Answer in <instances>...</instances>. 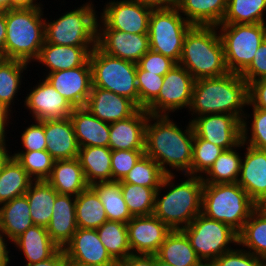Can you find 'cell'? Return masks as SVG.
Returning <instances> with one entry per match:
<instances>
[{"instance_id":"6da1fadb","label":"cell","mask_w":266,"mask_h":266,"mask_svg":"<svg viewBox=\"0 0 266 266\" xmlns=\"http://www.w3.org/2000/svg\"><path fill=\"white\" fill-rule=\"evenodd\" d=\"M171 117V115L148 116L145 128V155L154 159L166 175L178 172L181 175L191 176L194 142L191 121L183 130L182 125L179 126Z\"/></svg>"},{"instance_id":"7a4b0ae2","label":"cell","mask_w":266,"mask_h":266,"mask_svg":"<svg viewBox=\"0 0 266 266\" xmlns=\"http://www.w3.org/2000/svg\"><path fill=\"white\" fill-rule=\"evenodd\" d=\"M248 104V84L240 74L228 72L194 81L188 114L194 119L208 114H230L243 120Z\"/></svg>"},{"instance_id":"3957f363","label":"cell","mask_w":266,"mask_h":266,"mask_svg":"<svg viewBox=\"0 0 266 266\" xmlns=\"http://www.w3.org/2000/svg\"><path fill=\"white\" fill-rule=\"evenodd\" d=\"M178 176L165 175L155 195L153 214L171 230H182L202 213V177L186 174L178 183Z\"/></svg>"},{"instance_id":"277c9868","label":"cell","mask_w":266,"mask_h":266,"mask_svg":"<svg viewBox=\"0 0 266 266\" xmlns=\"http://www.w3.org/2000/svg\"><path fill=\"white\" fill-rule=\"evenodd\" d=\"M178 64L195 80L226 75L224 48L217 27L193 25L185 35Z\"/></svg>"},{"instance_id":"5b68a950","label":"cell","mask_w":266,"mask_h":266,"mask_svg":"<svg viewBox=\"0 0 266 266\" xmlns=\"http://www.w3.org/2000/svg\"><path fill=\"white\" fill-rule=\"evenodd\" d=\"M43 7L6 10L4 58L31 64L38 58L45 41Z\"/></svg>"},{"instance_id":"8992f818","label":"cell","mask_w":266,"mask_h":266,"mask_svg":"<svg viewBox=\"0 0 266 266\" xmlns=\"http://www.w3.org/2000/svg\"><path fill=\"white\" fill-rule=\"evenodd\" d=\"M258 205L239 184H204L202 214L232 227L238 233Z\"/></svg>"},{"instance_id":"52a82bcc","label":"cell","mask_w":266,"mask_h":266,"mask_svg":"<svg viewBox=\"0 0 266 266\" xmlns=\"http://www.w3.org/2000/svg\"><path fill=\"white\" fill-rule=\"evenodd\" d=\"M89 0L62 13L59 18H45V41L54 45L96 46L99 12Z\"/></svg>"},{"instance_id":"ba28073f","label":"cell","mask_w":266,"mask_h":266,"mask_svg":"<svg viewBox=\"0 0 266 266\" xmlns=\"http://www.w3.org/2000/svg\"><path fill=\"white\" fill-rule=\"evenodd\" d=\"M89 62L92 69V87L124 96L139 107L136 63L110 56L97 45L89 55Z\"/></svg>"},{"instance_id":"9c48e42d","label":"cell","mask_w":266,"mask_h":266,"mask_svg":"<svg viewBox=\"0 0 266 266\" xmlns=\"http://www.w3.org/2000/svg\"><path fill=\"white\" fill-rule=\"evenodd\" d=\"M182 231L189 238L197 257L205 266L238 245V232L229 225L200 213ZM232 246V247H231Z\"/></svg>"},{"instance_id":"30bf717a","label":"cell","mask_w":266,"mask_h":266,"mask_svg":"<svg viewBox=\"0 0 266 266\" xmlns=\"http://www.w3.org/2000/svg\"><path fill=\"white\" fill-rule=\"evenodd\" d=\"M216 27L223 43L228 72L241 74L266 38V23L219 24Z\"/></svg>"},{"instance_id":"8fae6325","label":"cell","mask_w":266,"mask_h":266,"mask_svg":"<svg viewBox=\"0 0 266 266\" xmlns=\"http://www.w3.org/2000/svg\"><path fill=\"white\" fill-rule=\"evenodd\" d=\"M192 26L176 6L153 9L148 27L150 50L169 57L178 64L185 35Z\"/></svg>"},{"instance_id":"7c38bea8","label":"cell","mask_w":266,"mask_h":266,"mask_svg":"<svg viewBox=\"0 0 266 266\" xmlns=\"http://www.w3.org/2000/svg\"><path fill=\"white\" fill-rule=\"evenodd\" d=\"M194 81L183 66L176 64L164 75L157 98L146 110L150 115H171L179 112L178 110H189Z\"/></svg>"},{"instance_id":"4fadbf2b","label":"cell","mask_w":266,"mask_h":266,"mask_svg":"<svg viewBox=\"0 0 266 266\" xmlns=\"http://www.w3.org/2000/svg\"><path fill=\"white\" fill-rule=\"evenodd\" d=\"M152 10L134 0H109L99 12L98 29L148 34Z\"/></svg>"},{"instance_id":"5bb4252c","label":"cell","mask_w":266,"mask_h":266,"mask_svg":"<svg viewBox=\"0 0 266 266\" xmlns=\"http://www.w3.org/2000/svg\"><path fill=\"white\" fill-rule=\"evenodd\" d=\"M191 121L194 134L216 146L229 150L242 142V121L230 114H208Z\"/></svg>"},{"instance_id":"9a60e30c","label":"cell","mask_w":266,"mask_h":266,"mask_svg":"<svg viewBox=\"0 0 266 266\" xmlns=\"http://www.w3.org/2000/svg\"><path fill=\"white\" fill-rule=\"evenodd\" d=\"M25 94L24 105L33 120L68 118L74 107L43 77Z\"/></svg>"},{"instance_id":"2e32d148","label":"cell","mask_w":266,"mask_h":266,"mask_svg":"<svg viewBox=\"0 0 266 266\" xmlns=\"http://www.w3.org/2000/svg\"><path fill=\"white\" fill-rule=\"evenodd\" d=\"M41 77H44L74 108L85 106L92 88L89 59L77 68L56 71Z\"/></svg>"},{"instance_id":"e0dca14e","label":"cell","mask_w":266,"mask_h":266,"mask_svg":"<svg viewBox=\"0 0 266 266\" xmlns=\"http://www.w3.org/2000/svg\"><path fill=\"white\" fill-rule=\"evenodd\" d=\"M131 254L155 255L166 236L172 231L154 214L134 216L127 223Z\"/></svg>"},{"instance_id":"ac0fdd59","label":"cell","mask_w":266,"mask_h":266,"mask_svg":"<svg viewBox=\"0 0 266 266\" xmlns=\"http://www.w3.org/2000/svg\"><path fill=\"white\" fill-rule=\"evenodd\" d=\"M97 46L110 56L136 64L150 50L148 34L127 33L114 29H98Z\"/></svg>"},{"instance_id":"d6986e66","label":"cell","mask_w":266,"mask_h":266,"mask_svg":"<svg viewBox=\"0 0 266 266\" xmlns=\"http://www.w3.org/2000/svg\"><path fill=\"white\" fill-rule=\"evenodd\" d=\"M243 149L237 183L258 206H266V150L244 143Z\"/></svg>"},{"instance_id":"ffe728a7","label":"cell","mask_w":266,"mask_h":266,"mask_svg":"<svg viewBox=\"0 0 266 266\" xmlns=\"http://www.w3.org/2000/svg\"><path fill=\"white\" fill-rule=\"evenodd\" d=\"M66 258L92 266H118L101 243L95 229L77 228L63 248Z\"/></svg>"},{"instance_id":"44dd1931","label":"cell","mask_w":266,"mask_h":266,"mask_svg":"<svg viewBox=\"0 0 266 266\" xmlns=\"http://www.w3.org/2000/svg\"><path fill=\"white\" fill-rule=\"evenodd\" d=\"M91 114L105 123L132 116L139 107L130 99L98 87H92L84 106Z\"/></svg>"},{"instance_id":"7402d4cb","label":"cell","mask_w":266,"mask_h":266,"mask_svg":"<svg viewBox=\"0 0 266 266\" xmlns=\"http://www.w3.org/2000/svg\"><path fill=\"white\" fill-rule=\"evenodd\" d=\"M150 114L138 109L132 116L110 124L111 150L145 149V128Z\"/></svg>"},{"instance_id":"603a6c76","label":"cell","mask_w":266,"mask_h":266,"mask_svg":"<svg viewBox=\"0 0 266 266\" xmlns=\"http://www.w3.org/2000/svg\"><path fill=\"white\" fill-rule=\"evenodd\" d=\"M46 151L57 160L78 158L79 145L70 117L44 120Z\"/></svg>"},{"instance_id":"cb8c5ba5","label":"cell","mask_w":266,"mask_h":266,"mask_svg":"<svg viewBox=\"0 0 266 266\" xmlns=\"http://www.w3.org/2000/svg\"><path fill=\"white\" fill-rule=\"evenodd\" d=\"M95 46L54 45L44 41L38 58L34 61L44 65V75L61 70L74 69L82 66ZM47 69V70H46Z\"/></svg>"},{"instance_id":"d4e9b609","label":"cell","mask_w":266,"mask_h":266,"mask_svg":"<svg viewBox=\"0 0 266 266\" xmlns=\"http://www.w3.org/2000/svg\"><path fill=\"white\" fill-rule=\"evenodd\" d=\"M46 228L51 240L59 248H64L77 231L76 196L57 193L50 223Z\"/></svg>"},{"instance_id":"484cf974","label":"cell","mask_w":266,"mask_h":266,"mask_svg":"<svg viewBox=\"0 0 266 266\" xmlns=\"http://www.w3.org/2000/svg\"><path fill=\"white\" fill-rule=\"evenodd\" d=\"M79 147H108L110 124L101 121L85 107L74 108L70 114Z\"/></svg>"},{"instance_id":"4316f807","label":"cell","mask_w":266,"mask_h":266,"mask_svg":"<svg viewBox=\"0 0 266 266\" xmlns=\"http://www.w3.org/2000/svg\"><path fill=\"white\" fill-rule=\"evenodd\" d=\"M11 244L23 254L26 263H37L52 257L60 248L51 240L47 228L39 225L29 227Z\"/></svg>"},{"instance_id":"83f0119b","label":"cell","mask_w":266,"mask_h":266,"mask_svg":"<svg viewBox=\"0 0 266 266\" xmlns=\"http://www.w3.org/2000/svg\"><path fill=\"white\" fill-rule=\"evenodd\" d=\"M33 225L26 195L0 205V230L11 243Z\"/></svg>"},{"instance_id":"f1b7e54d","label":"cell","mask_w":266,"mask_h":266,"mask_svg":"<svg viewBox=\"0 0 266 266\" xmlns=\"http://www.w3.org/2000/svg\"><path fill=\"white\" fill-rule=\"evenodd\" d=\"M46 181L57 193L74 196H78L89 186L78 158L55 161Z\"/></svg>"},{"instance_id":"f546056e","label":"cell","mask_w":266,"mask_h":266,"mask_svg":"<svg viewBox=\"0 0 266 266\" xmlns=\"http://www.w3.org/2000/svg\"><path fill=\"white\" fill-rule=\"evenodd\" d=\"M178 11L192 25L217 26L227 9V0H176Z\"/></svg>"},{"instance_id":"4dcf8cb0","label":"cell","mask_w":266,"mask_h":266,"mask_svg":"<svg viewBox=\"0 0 266 266\" xmlns=\"http://www.w3.org/2000/svg\"><path fill=\"white\" fill-rule=\"evenodd\" d=\"M111 153L109 147H80L78 160L89 186L99 182L112 181Z\"/></svg>"},{"instance_id":"1f68e13d","label":"cell","mask_w":266,"mask_h":266,"mask_svg":"<svg viewBox=\"0 0 266 266\" xmlns=\"http://www.w3.org/2000/svg\"><path fill=\"white\" fill-rule=\"evenodd\" d=\"M155 255L172 266H205L182 230H172Z\"/></svg>"},{"instance_id":"d6a6232c","label":"cell","mask_w":266,"mask_h":266,"mask_svg":"<svg viewBox=\"0 0 266 266\" xmlns=\"http://www.w3.org/2000/svg\"><path fill=\"white\" fill-rule=\"evenodd\" d=\"M34 225L47 227L57 197L56 190L46 181H33L25 193Z\"/></svg>"},{"instance_id":"836d02e7","label":"cell","mask_w":266,"mask_h":266,"mask_svg":"<svg viewBox=\"0 0 266 266\" xmlns=\"http://www.w3.org/2000/svg\"><path fill=\"white\" fill-rule=\"evenodd\" d=\"M239 246L266 260V206H257L238 233Z\"/></svg>"},{"instance_id":"e575fe53","label":"cell","mask_w":266,"mask_h":266,"mask_svg":"<svg viewBox=\"0 0 266 266\" xmlns=\"http://www.w3.org/2000/svg\"><path fill=\"white\" fill-rule=\"evenodd\" d=\"M29 63L16 59L0 58V100L13 112L23 82V73ZM16 98V99H15ZM15 100V101H14Z\"/></svg>"},{"instance_id":"d590c367","label":"cell","mask_w":266,"mask_h":266,"mask_svg":"<svg viewBox=\"0 0 266 266\" xmlns=\"http://www.w3.org/2000/svg\"><path fill=\"white\" fill-rule=\"evenodd\" d=\"M242 147L243 142L232 149L224 150L202 176L204 184L238 182L243 154L238 150Z\"/></svg>"},{"instance_id":"8d00e7d4","label":"cell","mask_w":266,"mask_h":266,"mask_svg":"<svg viewBox=\"0 0 266 266\" xmlns=\"http://www.w3.org/2000/svg\"><path fill=\"white\" fill-rule=\"evenodd\" d=\"M108 221L105 208L96 191L88 186L76 196L77 228L97 229Z\"/></svg>"},{"instance_id":"74e56055","label":"cell","mask_w":266,"mask_h":266,"mask_svg":"<svg viewBox=\"0 0 266 266\" xmlns=\"http://www.w3.org/2000/svg\"><path fill=\"white\" fill-rule=\"evenodd\" d=\"M34 180L21 164L11 157L0 172V205L25 195Z\"/></svg>"},{"instance_id":"f35d334b","label":"cell","mask_w":266,"mask_h":266,"mask_svg":"<svg viewBox=\"0 0 266 266\" xmlns=\"http://www.w3.org/2000/svg\"><path fill=\"white\" fill-rule=\"evenodd\" d=\"M105 208L108 221L128 223L133 216L124 201L120 181H106L92 184Z\"/></svg>"},{"instance_id":"ab89813d","label":"cell","mask_w":266,"mask_h":266,"mask_svg":"<svg viewBox=\"0 0 266 266\" xmlns=\"http://www.w3.org/2000/svg\"><path fill=\"white\" fill-rule=\"evenodd\" d=\"M96 230L101 243L117 263L131 255L126 223L106 221Z\"/></svg>"},{"instance_id":"60d3db41","label":"cell","mask_w":266,"mask_h":266,"mask_svg":"<svg viewBox=\"0 0 266 266\" xmlns=\"http://www.w3.org/2000/svg\"><path fill=\"white\" fill-rule=\"evenodd\" d=\"M266 0H227L221 24L266 23Z\"/></svg>"},{"instance_id":"b9f144b4","label":"cell","mask_w":266,"mask_h":266,"mask_svg":"<svg viewBox=\"0 0 266 266\" xmlns=\"http://www.w3.org/2000/svg\"><path fill=\"white\" fill-rule=\"evenodd\" d=\"M124 201L134 216H147L154 212L155 195L159 188H147L137 184L120 183Z\"/></svg>"},{"instance_id":"7bdbcfd3","label":"cell","mask_w":266,"mask_h":266,"mask_svg":"<svg viewBox=\"0 0 266 266\" xmlns=\"http://www.w3.org/2000/svg\"><path fill=\"white\" fill-rule=\"evenodd\" d=\"M165 175L159 164L144 154L120 183L137 184L147 188H160Z\"/></svg>"},{"instance_id":"ee69618b","label":"cell","mask_w":266,"mask_h":266,"mask_svg":"<svg viewBox=\"0 0 266 266\" xmlns=\"http://www.w3.org/2000/svg\"><path fill=\"white\" fill-rule=\"evenodd\" d=\"M247 107V109L251 107L252 113L245 112L242 120V142L257 149L266 150V110L254 108L249 103Z\"/></svg>"},{"instance_id":"f6af8a7d","label":"cell","mask_w":266,"mask_h":266,"mask_svg":"<svg viewBox=\"0 0 266 266\" xmlns=\"http://www.w3.org/2000/svg\"><path fill=\"white\" fill-rule=\"evenodd\" d=\"M13 157L34 180H46L52 171L55 160L46 150L15 151Z\"/></svg>"},{"instance_id":"bcb514c9","label":"cell","mask_w":266,"mask_h":266,"mask_svg":"<svg viewBox=\"0 0 266 266\" xmlns=\"http://www.w3.org/2000/svg\"><path fill=\"white\" fill-rule=\"evenodd\" d=\"M223 151V148L194 134L191 176L202 177Z\"/></svg>"},{"instance_id":"7dc6e473","label":"cell","mask_w":266,"mask_h":266,"mask_svg":"<svg viewBox=\"0 0 266 266\" xmlns=\"http://www.w3.org/2000/svg\"><path fill=\"white\" fill-rule=\"evenodd\" d=\"M164 76L149 73L137 65L136 82L139 92V108L146 109L158 96Z\"/></svg>"},{"instance_id":"c3c4849f","label":"cell","mask_w":266,"mask_h":266,"mask_svg":"<svg viewBox=\"0 0 266 266\" xmlns=\"http://www.w3.org/2000/svg\"><path fill=\"white\" fill-rule=\"evenodd\" d=\"M145 149L112 150V181H122L137 161L145 154Z\"/></svg>"},{"instance_id":"681fc988","label":"cell","mask_w":266,"mask_h":266,"mask_svg":"<svg viewBox=\"0 0 266 266\" xmlns=\"http://www.w3.org/2000/svg\"><path fill=\"white\" fill-rule=\"evenodd\" d=\"M216 258L209 266H266V260L239 248V244ZM238 247V248H237Z\"/></svg>"},{"instance_id":"f907efd6","label":"cell","mask_w":266,"mask_h":266,"mask_svg":"<svg viewBox=\"0 0 266 266\" xmlns=\"http://www.w3.org/2000/svg\"><path fill=\"white\" fill-rule=\"evenodd\" d=\"M20 142L22 147L16 151H39L46 150V139L44 133V120L37 121L34 120L32 124L24 128L23 132L21 131Z\"/></svg>"},{"instance_id":"816d5d0a","label":"cell","mask_w":266,"mask_h":266,"mask_svg":"<svg viewBox=\"0 0 266 266\" xmlns=\"http://www.w3.org/2000/svg\"><path fill=\"white\" fill-rule=\"evenodd\" d=\"M176 64L171 58L152 50L145 53L137 63L142 70L149 71V73H157L160 76H164Z\"/></svg>"},{"instance_id":"f5cc1de1","label":"cell","mask_w":266,"mask_h":266,"mask_svg":"<svg viewBox=\"0 0 266 266\" xmlns=\"http://www.w3.org/2000/svg\"><path fill=\"white\" fill-rule=\"evenodd\" d=\"M240 75L247 84L259 79H266V38L256 50L250 65Z\"/></svg>"},{"instance_id":"db71d44e","label":"cell","mask_w":266,"mask_h":266,"mask_svg":"<svg viewBox=\"0 0 266 266\" xmlns=\"http://www.w3.org/2000/svg\"><path fill=\"white\" fill-rule=\"evenodd\" d=\"M248 103L254 108L266 110V79L248 84Z\"/></svg>"},{"instance_id":"11a10c76","label":"cell","mask_w":266,"mask_h":266,"mask_svg":"<svg viewBox=\"0 0 266 266\" xmlns=\"http://www.w3.org/2000/svg\"><path fill=\"white\" fill-rule=\"evenodd\" d=\"M118 266H155V255L131 254L121 260Z\"/></svg>"},{"instance_id":"9f6ffc18","label":"cell","mask_w":266,"mask_h":266,"mask_svg":"<svg viewBox=\"0 0 266 266\" xmlns=\"http://www.w3.org/2000/svg\"><path fill=\"white\" fill-rule=\"evenodd\" d=\"M66 255L63 248H60L52 257L37 263H26L23 266H65Z\"/></svg>"},{"instance_id":"6f0895ef","label":"cell","mask_w":266,"mask_h":266,"mask_svg":"<svg viewBox=\"0 0 266 266\" xmlns=\"http://www.w3.org/2000/svg\"><path fill=\"white\" fill-rule=\"evenodd\" d=\"M13 113L1 100H0V134H6L9 132L10 126L12 125L11 118L14 117ZM9 127V128H7Z\"/></svg>"},{"instance_id":"680465c9","label":"cell","mask_w":266,"mask_h":266,"mask_svg":"<svg viewBox=\"0 0 266 266\" xmlns=\"http://www.w3.org/2000/svg\"><path fill=\"white\" fill-rule=\"evenodd\" d=\"M7 134H0V172L4 168L5 164L10 160V158L13 156L12 151H10L8 148H10V145H7Z\"/></svg>"},{"instance_id":"91938a15","label":"cell","mask_w":266,"mask_h":266,"mask_svg":"<svg viewBox=\"0 0 266 266\" xmlns=\"http://www.w3.org/2000/svg\"><path fill=\"white\" fill-rule=\"evenodd\" d=\"M3 235L0 230V266H9L8 264L11 263L12 256L10 254L9 240ZM9 248V249H8Z\"/></svg>"},{"instance_id":"94428289","label":"cell","mask_w":266,"mask_h":266,"mask_svg":"<svg viewBox=\"0 0 266 266\" xmlns=\"http://www.w3.org/2000/svg\"><path fill=\"white\" fill-rule=\"evenodd\" d=\"M151 9H168L176 6V0H134Z\"/></svg>"},{"instance_id":"6125c7cd","label":"cell","mask_w":266,"mask_h":266,"mask_svg":"<svg viewBox=\"0 0 266 266\" xmlns=\"http://www.w3.org/2000/svg\"><path fill=\"white\" fill-rule=\"evenodd\" d=\"M39 0H9V8L45 7Z\"/></svg>"},{"instance_id":"be15d7a7","label":"cell","mask_w":266,"mask_h":266,"mask_svg":"<svg viewBox=\"0 0 266 266\" xmlns=\"http://www.w3.org/2000/svg\"><path fill=\"white\" fill-rule=\"evenodd\" d=\"M6 40V10L0 14V58H4V46Z\"/></svg>"},{"instance_id":"e7e4bbea","label":"cell","mask_w":266,"mask_h":266,"mask_svg":"<svg viewBox=\"0 0 266 266\" xmlns=\"http://www.w3.org/2000/svg\"><path fill=\"white\" fill-rule=\"evenodd\" d=\"M65 266H92V265L82 264V263L66 258Z\"/></svg>"},{"instance_id":"03108f58","label":"cell","mask_w":266,"mask_h":266,"mask_svg":"<svg viewBox=\"0 0 266 266\" xmlns=\"http://www.w3.org/2000/svg\"><path fill=\"white\" fill-rule=\"evenodd\" d=\"M155 266H172L171 264L163 261L162 259H159L156 255H155Z\"/></svg>"},{"instance_id":"003e7915","label":"cell","mask_w":266,"mask_h":266,"mask_svg":"<svg viewBox=\"0 0 266 266\" xmlns=\"http://www.w3.org/2000/svg\"><path fill=\"white\" fill-rule=\"evenodd\" d=\"M0 9L8 10L9 9V0H0Z\"/></svg>"}]
</instances>
